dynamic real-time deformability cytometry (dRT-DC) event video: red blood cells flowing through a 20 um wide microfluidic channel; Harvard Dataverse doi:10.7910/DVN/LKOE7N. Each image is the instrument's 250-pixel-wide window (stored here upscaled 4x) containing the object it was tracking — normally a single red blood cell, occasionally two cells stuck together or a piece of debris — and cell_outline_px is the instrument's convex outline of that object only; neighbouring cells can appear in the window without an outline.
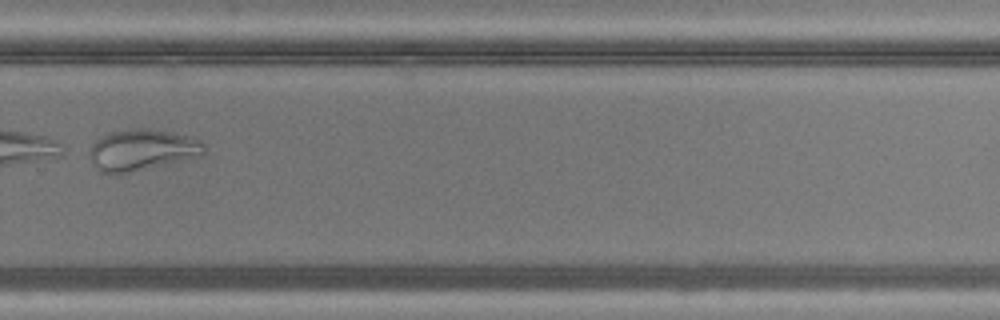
{"species": "common noctule bat (a hibernating species)", "species_latin": "Nyctalus noctula", "temperature_condition": "warm", "stored_images_in_passage": 40, "camera_frame_rate_fps": 3000, "um_per_image_px": 0.085, "animal": {"sex": "male", "body_mass_g": 20.5, "forearm_length_mm": 52.5}, "frame": {"image": 1, "passage_image": 33, "time_ms": 10.667, "image_size_px": [1000, 320], "cell_outline_px": [[204, 152], [176, 160], [132, 172], [116, 176], [100, 172], [92, 164], [88, 152], [92, 144], [100, 136], [108, 132], [128, 128], [144, 128], [168, 132], [188, 136], [200, 140], [204, 144]], "centroid_in_image_um": [11.9, 12.74], "position_along_channel_um": 317.9, "area_um2": 27.17}}